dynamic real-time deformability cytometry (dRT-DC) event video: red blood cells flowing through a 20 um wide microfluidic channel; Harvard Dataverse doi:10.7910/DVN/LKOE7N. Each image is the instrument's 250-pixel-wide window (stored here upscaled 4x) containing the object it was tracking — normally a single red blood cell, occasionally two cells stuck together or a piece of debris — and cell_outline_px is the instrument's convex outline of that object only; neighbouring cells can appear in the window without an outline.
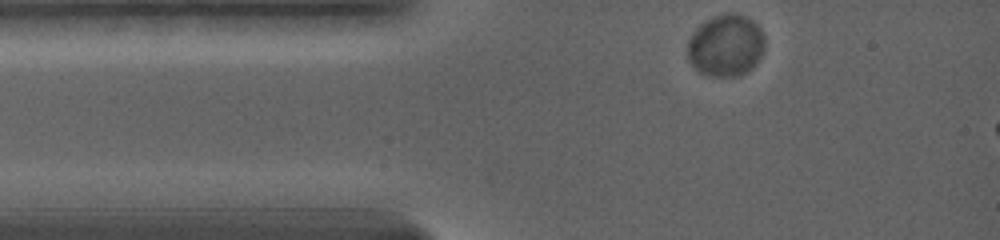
{"species": "common noctule bat (a hibernating species)", "species_latin": "Nyctalus noctula", "temperature_condition": "warm", "stored_images_in_passage": 6, "camera_frame_rate_fps": 5000, "um_per_image_px": 0.085, "animal": {"sex": "female", "body_mass_g": 19.0, "forearm_length_mm": 56.7}, "frame": {"image": 1, "passage_image": 1, "time_ms": 0.0, "image_size_px": [1000, 240], "cell_outline_px": [[764, 44], [756, 60], [748, 68], [732, 76], [712, 76], [700, 72], [688, 60], [688, 40], [692, 32], [700, 24], [712, 16], [728, 12], [736, 12], [752, 20], [760, 28], [764, 36]], "centroid_in_image_um": [61.64, 3.8], "position_along_channel_um": 23.4, "area_um2": 27.28}}